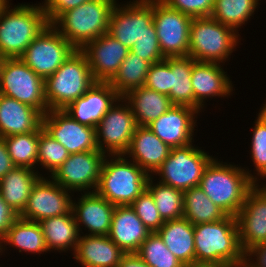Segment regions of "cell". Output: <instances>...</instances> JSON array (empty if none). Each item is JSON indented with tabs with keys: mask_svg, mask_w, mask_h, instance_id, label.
<instances>
[{
	"mask_svg": "<svg viewBox=\"0 0 266 267\" xmlns=\"http://www.w3.org/2000/svg\"><path fill=\"white\" fill-rule=\"evenodd\" d=\"M246 167L213 158L203 172L199 187L227 215L236 217L248 192L256 185Z\"/></svg>",
	"mask_w": 266,
	"mask_h": 267,
	"instance_id": "3957f363",
	"label": "cell"
},
{
	"mask_svg": "<svg viewBox=\"0 0 266 267\" xmlns=\"http://www.w3.org/2000/svg\"><path fill=\"white\" fill-rule=\"evenodd\" d=\"M255 126L252 129L251 158L254 163L256 175L255 183L266 179V118L259 112ZM260 177V179H259ZM258 181V182H257Z\"/></svg>",
	"mask_w": 266,
	"mask_h": 267,
	"instance_id": "ab89813d",
	"label": "cell"
},
{
	"mask_svg": "<svg viewBox=\"0 0 266 267\" xmlns=\"http://www.w3.org/2000/svg\"><path fill=\"white\" fill-rule=\"evenodd\" d=\"M150 233L130 205L115 206L108 237L124 253H136Z\"/></svg>",
	"mask_w": 266,
	"mask_h": 267,
	"instance_id": "cb8c5ba5",
	"label": "cell"
},
{
	"mask_svg": "<svg viewBox=\"0 0 266 267\" xmlns=\"http://www.w3.org/2000/svg\"><path fill=\"white\" fill-rule=\"evenodd\" d=\"M199 113L191 107L172 105L147 127L170 148L184 147L194 142Z\"/></svg>",
	"mask_w": 266,
	"mask_h": 267,
	"instance_id": "ac0fdd59",
	"label": "cell"
},
{
	"mask_svg": "<svg viewBox=\"0 0 266 267\" xmlns=\"http://www.w3.org/2000/svg\"><path fill=\"white\" fill-rule=\"evenodd\" d=\"M70 156L68 150L43 128L39 131L37 165L52 175Z\"/></svg>",
	"mask_w": 266,
	"mask_h": 267,
	"instance_id": "f35d334b",
	"label": "cell"
},
{
	"mask_svg": "<svg viewBox=\"0 0 266 267\" xmlns=\"http://www.w3.org/2000/svg\"><path fill=\"white\" fill-rule=\"evenodd\" d=\"M123 98L129 104L137 126L149 125L172 106L169 96L144 86L127 92Z\"/></svg>",
	"mask_w": 266,
	"mask_h": 267,
	"instance_id": "f1b7e54d",
	"label": "cell"
},
{
	"mask_svg": "<svg viewBox=\"0 0 266 267\" xmlns=\"http://www.w3.org/2000/svg\"><path fill=\"white\" fill-rule=\"evenodd\" d=\"M244 264L247 267H266V243L254 246L248 250L245 253Z\"/></svg>",
	"mask_w": 266,
	"mask_h": 267,
	"instance_id": "bcb514c9",
	"label": "cell"
},
{
	"mask_svg": "<svg viewBox=\"0 0 266 267\" xmlns=\"http://www.w3.org/2000/svg\"><path fill=\"white\" fill-rule=\"evenodd\" d=\"M6 244L18 249L19 253L25 251L29 254L38 253L40 255L49 252L39 223L23 219L20 216L12 223L0 242L1 255L6 249Z\"/></svg>",
	"mask_w": 266,
	"mask_h": 267,
	"instance_id": "4dcf8cb0",
	"label": "cell"
},
{
	"mask_svg": "<svg viewBox=\"0 0 266 267\" xmlns=\"http://www.w3.org/2000/svg\"><path fill=\"white\" fill-rule=\"evenodd\" d=\"M233 267H247L245 264L240 265V266H233Z\"/></svg>",
	"mask_w": 266,
	"mask_h": 267,
	"instance_id": "816d5d0a",
	"label": "cell"
},
{
	"mask_svg": "<svg viewBox=\"0 0 266 267\" xmlns=\"http://www.w3.org/2000/svg\"><path fill=\"white\" fill-rule=\"evenodd\" d=\"M196 61L192 57H170V93L172 105L195 109L191 72Z\"/></svg>",
	"mask_w": 266,
	"mask_h": 267,
	"instance_id": "1f68e13d",
	"label": "cell"
},
{
	"mask_svg": "<svg viewBox=\"0 0 266 267\" xmlns=\"http://www.w3.org/2000/svg\"><path fill=\"white\" fill-rule=\"evenodd\" d=\"M117 267H150L136 253L125 254Z\"/></svg>",
	"mask_w": 266,
	"mask_h": 267,
	"instance_id": "c3c4849f",
	"label": "cell"
},
{
	"mask_svg": "<svg viewBox=\"0 0 266 267\" xmlns=\"http://www.w3.org/2000/svg\"><path fill=\"white\" fill-rule=\"evenodd\" d=\"M26 134H15L4 137L8 153L16 167H26L35 170L38 155L39 131Z\"/></svg>",
	"mask_w": 266,
	"mask_h": 267,
	"instance_id": "8d00e7d4",
	"label": "cell"
},
{
	"mask_svg": "<svg viewBox=\"0 0 266 267\" xmlns=\"http://www.w3.org/2000/svg\"><path fill=\"white\" fill-rule=\"evenodd\" d=\"M78 199L72 201V212L80 234L84 226L88 235H108L115 205L96 192L81 193Z\"/></svg>",
	"mask_w": 266,
	"mask_h": 267,
	"instance_id": "7402d4cb",
	"label": "cell"
},
{
	"mask_svg": "<svg viewBox=\"0 0 266 267\" xmlns=\"http://www.w3.org/2000/svg\"><path fill=\"white\" fill-rule=\"evenodd\" d=\"M157 233L185 267H195L194 225L192 223L184 217L167 220Z\"/></svg>",
	"mask_w": 266,
	"mask_h": 267,
	"instance_id": "4316f807",
	"label": "cell"
},
{
	"mask_svg": "<svg viewBox=\"0 0 266 267\" xmlns=\"http://www.w3.org/2000/svg\"><path fill=\"white\" fill-rule=\"evenodd\" d=\"M87 234V235H86ZM74 260L82 267H117L124 253L108 235H80Z\"/></svg>",
	"mask_w": 266,
	"mask_h": 267,
	"instance_id": "d4e9b609",
	"label": "cell"
},
{
	"mask_svg": "<svg viewBox=\"0 0 266 267\" xmlns=\"http://www.w3.org/2000/svg\"><path fill=\"white\" fill-rule=\"evenodd\" d=\"M150 176L147 189L154 197L155 205L164 221L183 217L184 198L183 191L153 180ZM154 182V183H153Z\"/></svg>",
	"mask_w": 266,
	"mask_h": 267,
	"instance_id": "d590c367",
	"label": "cell"
},
{
	"mask_svg": "<svg viewBox=\"0 0 266 267\" xmlns=\"http://www.w3.org/2000/svg\"><path fill=\"white\" fill-rule=\"evenodd\" d=\"M167 7L180 11L192 18L210 17L214 0H160Z\"/></svg>",
	"mask_w": 266,
	"mask_h": 267,
	"instance_id": "7bdbcfd3",
	"label": "cell"
},
{
	"mask_svg": "<svg viewBox=\"0 0 266 267\" xmlns=\"http://www.w3.org/2000/svg\"><path fill=\"white\" fill-rule=\"evenodd\" d=\"M192 17L153 0V23L163 56L187 57Z\"/></svg>",
	"mask_w": 266,
	"mask_h": 267,
	"instance_id": "4fadbf2b",
	"label": "cell"
},
{
	"mask_svg": "<svg viewBox=\"0 0 266 267\" xmlns=\"http://www.w3.org/2000/svg\"><path fill=\"white\" fill-rule=\"evenodd\" d=\"M49 176H41L32 188L21 218L40 222L46 218L72 211V192L64 189ZM71 193V194H69Z\"/></svg>",
	"mask_w": 266,
	"mask_h": 267,
	"instance_id": "9a60e30c",
	"label": "cell"
},
{
	"mask_svg": "<svg viewBox=\"0 0 266 267\" xmlns=\"http://www.w3.org/2000/svg\"><path fill=\"white\" fill-rule=\"evenodd\" d=\"M144 87L164 95L170 93V57L151 64L147 73Z\"/></svg>",
	"mask_w": 266,
	"mask_h": 267,
	"instance_id": "b9f144b4",
	"label": "cell"
},
{
	"mask_svg": "<svg viewBox=\"0 0 266 267\" xmlns=\"http://www.w3.org/2000/svg\"><path fill=\"white\" fill-rule=\"evenodd\" d=\"M130 207L150 232H157L163 226L165 221L160 216L154 197L148 189H145Z\"/></svg>",
	"mask_w": 266,
	"mask_h": 267,
	"instance_id": "60d3db41",
	"label": "cell"
},
{
	"mask_svg": "<svg viewBox=\"0 0 266 267\" xmlns=\"http://www.w3.org/2000/svg\"><path fill=\"white\" fill-rule=\"evenodd\" d=\"M91 0H45L42 8L48 24H52L61 14Z\"/></svg>",
	"mask_w": 266,
	"mask_h": 267,
	"instance_id": "ee69618b",
	"label": "cell"
},
{
	"mask_svg": "<svg viewBox=\"0 0 266 267\" xmlns=\"http://www.w3.org/2000/svg\"><path fill=\"white\" fill-rule=\"evenodd\" d=\"M119 98L121 96L108 82H95L83 96L63 110L79 123L96 128Z\"/></svg>",
	"mask_w": 266,
	"mask_h": 267,
	"instance_id": "ffe728a7",
	"label": "cell"
},
{
	"mask_svg": "<svg viewBox=\"0 0 266 267\" xmlns=\"http://www.w3.org/2000/svg\"><path fill=\"white\" fill-rule=\"evenodd\" d=\"M213 158L193 143L171 148L168 157L153 175L159 176L160 183L184 192L199 186L203 172Z\"/></svg>",
	"mask_w": 266,
	"mask_h": 267,
	"instance_id": "9c48e42d",
	"label": "cell"
},
{
	"mask_svg": "<svg viewBox=\"0 0 266 267\" xmlns=\"http://www.w3.org/2000/svg\"><path fill=\"white\" fill-rule=\"evenodd\" d=\"M259 0H214L210 17L223 25L233 28L237 33L247 24L258 8Z\"/></svg>",
	"mask_w": 266,
	"mask_h": 267,
	"instance_id": "e575fe53",
	"label": "cell"
},
{
	"mask_svg": "<svg viewBox=\"0 0 266 267\" xmlns=\"http://www.w3.org/2000/svg\"><path fill=\"white\" fill-rule=\"evenodd\" d=\"M194 244L195 267H233L245 262L234 216L194 225Z\"/></svg>",
	"mask_w": 266,
	"mask_h": 267,
	"instance_id": "7a4b0ae2",
	"label": "cell"
},
{
	"mask_svg": "<svg viewBox=\"0 0 266 267\" xmlns=\"http://www.w3.org/2000/svg\"><path fill=\"white\" fill-rule=\"evenodd\" d=\"M170 150L171 148L147 126H138L124 155L131 157L130 160L153 176L168 157Z\"/></svg>",
	"mask_w": 266,
	"mask_h": 267,
	"instance_id": "603a6c76",
	"label": "cell"
},
{
	"mask_svg": "<svg viewBox=\"0 0 266 267\" xmlns=\"http://www.w3.org/2000/svg\"><path fill=\"white\" fill-rule=\"evenodd\" d=\"M0 94L30 105L43 115L49 111L44 79L20 58L3 59L0 67Z\"/></svg>",
	"mask_w": 266,
	"mask_h": 267,
	"instance_id": "30bf717a",
	"label": "cell"
},
{
	"mask_svg": "<svg viewBox=\"0 0 266 267\" xmlns=\"http://www.w3.org/2000/svg\"><path fill=\"white\" fill-rule=\"evenodd\" d=\"M76 50L51 24L27 47L20 59L44 80Z\"/></svg>",
	"mask_w": 266,
	"mask_h": 267,
	"instance_id": "7c38bea8",
	"label": "cell"
},
{
	"mask_svg": "<svg viewBox=\"0 0 266 267\" xmlns=\"http://www.w3.org/2000/svg\"><path fill=\"white\" fill-rule=\"evenodd\" d=\"M137 127L129 104L123 97L119 98L96 127L98 149L108 156L124 155Z\"/></svg>",
	"mask_w": 266,
	"mask_h": 267,
	"instance_id": "8fae6325",
	"label": "cell"
},
{
	"mask_svg": "<svg viewBox=\"0 0 266 267\" xmlns=\"http://www.w3.org/2000/svg\"><path fill=\"white\" fill-rule=\"evenodd\" d=\"M10 0H0V12L9 3Z\"/></svg>",
	"mask_w": 266,
	"mask_h": 267,
	"instance_id": "681fc988",
	"label": "cell"
},
{
	"mask_svg": "<svg viewBox=\"0 0 266 267\" xmlns=\"http://www.w3.org/2000/svg\"><path fill=\"white\" fill-rule=\"evenodd\" d=\"M10 2L0 12V56L3 59L20 58L31 42L48 25L40 4Z\"/></svg>",
	"mask_w": 266,
	"mask_h": 267,
	"instance_id": "277c9868",
	"label": "cell"
},
{
	"mask_svg": "<svg viewBox=\"0 0 266 267\" xmlns=\"http://www.w3.org/2000/svg\"><path fill=\"white\" fill-rule=\"evenodd\" d=\"M121 5L112 9L108 33L150 64L163 61L153 23V0H130Z\"/></svg>",
	"mask_w": 266,
	"mask_h": 267,
	"instance_id": "6da1fadb",
	"label": "cell"
},
{
	"mask_svg": "<svg viewBox=\"0 0 266 267\" xmlns=\"http://www.w3.org/2000/svg\"><path fill=\"white\" fill-rule=\"evenodd\" d=\"M41 226L47 248L50 251L66 252L76 249L80 234L73 212L38 222Z\"/></svg>",
	"mask_w": 266,
	"mask_h": 267,
	"instance_id": "f546056e",
	"label": "cell"
},
{
	"mask_svg": "<svg viewBox=\"0 0 266 267\" xmlns=\"http://www.w3.org/2000/svg\"><path fill=\"white\" fill-rule=\"evenodd\" d=\"M239 37L233 28L212 17L192 18L188 57L199 62L224 64L238 46Z\"/></svg>",
	"mask_w": 266,
	"mask_h": 267,
	"instance_id": "ba28073f",
	"label": "cell"
},
{
	"mask_svg": "<svg viewBox=\"0 0 266 267\" xmlns=\"http://www.w3.org/2000/svg\"><path fill=\"white\" fill-rule=\"evenodd\" d=\"M191 84L194 91L195 109L199 112L208 98L228 97L233 92L231 79L221 63L199 62L193 64ZM202 108V109H201Z\"/></svg>",
	"mask_w": 266,
	"mask_h": 267,
	"instance_id": "44dd1931",
	"label": "cell"
},
{
	"mask_svg": "<svg viewBox=\"0 0 266 267\" xmlns=\"http://www.w3.org/2000/svg\"><path fill=\"white\" fill-rule=\"evenodd\" d=\"M42 119L43 114L32 106L0 94V137L37 131Z\"/></svg>",
	"mask_w": 266,
	"mask_h": 267,
	"instance_id": "484cf974",
	"label": "cell"
},
{
	"mask_svg": "<svg viewBox=\"0 0 266 267\" xmlns=\"http://www.w3.org/2000/svg\"><path fill=\"white\" fill-rule=\"evenodd\" d=\"M81 51L87 58L94 80L109 82L130 50L107 32L87 43Z\"/></svg>",
	"mask_w": 266,
	"mask_h": 267,
	"instance_id": "d6986e66",
	"label": "cell"
},
{
	"mask_svg": "<svg viewBox=\"0 0 266 267\" xmlns=\"http://www.w3.org/2000/svg\"><path fill=\"white\" fill-rule=\"evenodd\" d=\"M262 105H263V107L260 108L261 109L260 113L266 118V102H265V104H262Z\"/></svg>",
	"mask_w": 266,
	"mask_h": 267,
	"instance_id": "f907efd6",
	"label": "cell"
},
{
	"mask_svg": "<svg viewBox=\"0 0 266 267\" xmlns=\"http://www.w3.org/2000/svg\"><path fill=\"white\" fill-rule=\"evenodd\" d=\"M256 184L247 194L236 219L244 253L266 243V184Z\"/></svg>",
	"mask_w": 266,
	"mask_h": 267,
	"instance_id": "e0dca14e",
	"label": "cell"
},
{
	"mask_svg": "<svg viewBox=\"0 0 266 267\" xmlns=\"http://www.w3.org/2000/svg\"><path fill=\"white\" fill-rule=\"evenodd\" d=\"M116 0H91L61 14L51 25L77 50L108 32Z\"/></svg>",
	"mask_w": 266,
	"mask_h": 267,
	"instance_id": "8992f818",
	"label": "cell"
},
{
	"mask_svg": "<svg viewBox=\"0 0 266 267\" xmlns=\"http://www.w3.org/2000/svg\"><path fill=\"white\" fill-rule=\"evenodd\" d=\"M16 166L14 165L4 141L3 137H0V180Z\"/></svg>",
	"mask_w": 266,
	"mask_h": 267,
	"instance_id": "7dc6e473",
	"label": "cell"
},
{
	"mask_svg": "<svg viewBox=\"0 0 266 267\" xmlns=\"http://www.w3.org/2000/svg\"><path fill=\"white\" fill-rule=\"evenodd\" d=\"M151 64L129 51L118 72L108 82L123 97L127 92L144 86Z\"/></svg>",
	"mask_w": 266,
	"mask_h": 267,
	"instance_id": "836d02e7",
	"label": "cell"
},
{
	"mask_svg": "<svg viewBox=\"0 0 266 267\" xmlns=\"http://www.w3.org/2000/svg\"><path fill=\"white\" fill-rule=\"evenodd\" d=\"M37 169L15 167L0 180V193L4 201L19 216L26 208L33 186L42 176Z\"/></svg>",
	"mask_w": 266,
	"mask_h": 267,
	"instance_id": "83f0119b",
	"label": "cell"
},
{
	"mask_svg": "<svg viewBox=\"0 0 266 267\" xmlns=\"http://www.w3.org/2000/svg\"><path fill=\"white\" fill-rule=\"evenodd\" d=\"M183 198V217L193 225L220 221L227 216L199 186L184 191Z\"/></svg>",
	"mask_w": 266,
	"mask_h": 267,
	"instance_id": "d6a6232c",
	"label": "cell"
},
{
	"mask_svg": "<svg viewBox=\"0 0 266 267\" xmlns=\"http://www.w3.org/2000/svg\"><path fill=\"white\" fill-rule=\"evenodd\" d=\"M95 82L85 54L76 49L51 76L44 80L48 109H65L83 96Z\"/></svg>",
	"mask_w": 266,
	"mask_h": 267,
	"instance_id": "52a82bcc",
	"label": "cell"
},
{
	"mask_svg": "<svg viewBox=\"0 0 266 267\" xmlns=\"http://www.w3.org/2000/svg\"><path fill=\"white\" fill-rule=\"evenodd\" d=\"M2 61H3V58L0 56V67H1Z\"/></svg>",
	"mask_w": 266,
	"mask_h": 267,
	"instance_id": "f5cc1de1",
	"label": "cell"
},
{
	"mask_svg": "<svg viewBox=\"0 0 266 267\" xmlns=\"http://www.w3.org/2000/svg\"><path fill=\"white\" fill-rule=\"evenodd\" d=\"M149 177L125 155H107L95 192L115 206H129L147 189Z\"/></svg>",
	"mask_w": 266,
	"mask_h": 267,
	"instance_id": "5b68a950",
	"label": "cell"
},
{
	"mask_svg": "<svg viewBox=\"0 0 266 267\" xmlns=\"http://www.w3.org/2000/svg\"><path fill=\"white\" fill-rule=\"evenodd\" d=\"M18 217L19 215L4 201L0 193V242Z\"/></svg>",
	"mask_w": 266,
	"mask_h": 267,
	"instance_id": "f6af8a7d",
	"label": "cell"
},
{
	"mask_svg": "<svg viewBox=\"0 0 266 267\" xmlns=\"http://www.w3.org/2000/svg\"><path fill=\"white\" fill-rule=\"evenodd\" d=\"M136 254L150 267H185L167 248L157 232H151Z\"/></svg>",
	"mask_w": 266,
	"mask_h": 267,
	"instance_id": "74e56055",
	"label": "cell"
},
{
	"mask_svg": "<svg viewBox=\"0 0 266 267\" xmlns=\"http://www.w3.org/2000/svg\"><path fill=\"white\" fill-rule=\"evenodd\" d=\"M42 127L70 154L98 150L96 128L79 123L64 110H49L43 115Z\"/></svg>",
	"mask_w": 266,
	"mask_h": 267,
	"instance_id": "2e32d148",
	"label": "cell"
},
{
	"mask_svg": "<svg viewBox=\"0 0 266 267\" xmlns=\"http://www.w3.org/2000/svg\"><path fill=\"white\" fill-rule=\"evenodd\" d=\"M106 156L99 149L70 154L49 177L71 192H95Z\"/></svg>",
	"mask_w": 266,
	"mask_h": 267,
	"instance_id": "5bb4252c",
	"label": "cell"
}]
</instances>
